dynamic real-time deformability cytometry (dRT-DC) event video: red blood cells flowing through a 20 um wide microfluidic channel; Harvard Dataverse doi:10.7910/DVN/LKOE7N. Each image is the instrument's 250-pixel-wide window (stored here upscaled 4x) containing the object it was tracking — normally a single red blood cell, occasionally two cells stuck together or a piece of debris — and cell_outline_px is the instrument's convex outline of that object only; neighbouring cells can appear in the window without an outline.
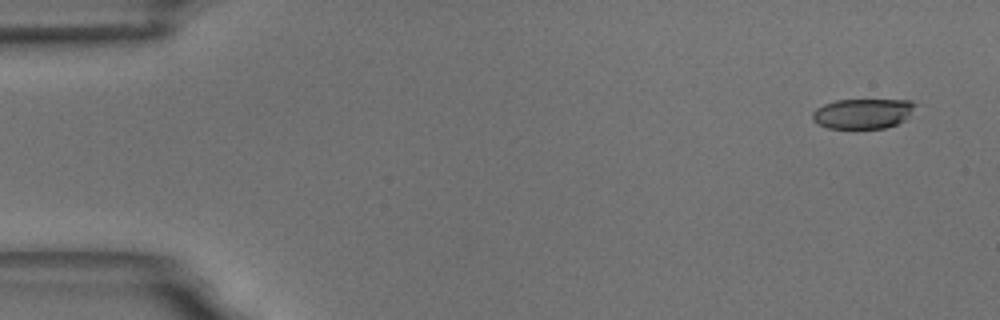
{"species": "common noctule bat (a hibernating species)", "species_latin": "Nyctalus noctula", "temperature_condition": "room temperature", "stored_images_in_passage": 6, "camera_frame_rate_fps": 3000, "um_per_image_px": 0.085, "animal": {"sex": "male", "body_mass_g": 18.8}, "frame": {"image": 1, "passage_image": 1, "time_ms": 0.0, "image_size_px": [1000, 320], "cell_outline_px": [[916, 104], [908, 116], [904, 120], [896, 124], [884, 128], [828, 128], [812, 120], [812, 112], [816, 108], [824, 104], [836, 100], [912, 100]], "centroid_in_image_um": [73.32, 9.65], "position_along_channel_um": 11.7, "area_um2": 17.86}}